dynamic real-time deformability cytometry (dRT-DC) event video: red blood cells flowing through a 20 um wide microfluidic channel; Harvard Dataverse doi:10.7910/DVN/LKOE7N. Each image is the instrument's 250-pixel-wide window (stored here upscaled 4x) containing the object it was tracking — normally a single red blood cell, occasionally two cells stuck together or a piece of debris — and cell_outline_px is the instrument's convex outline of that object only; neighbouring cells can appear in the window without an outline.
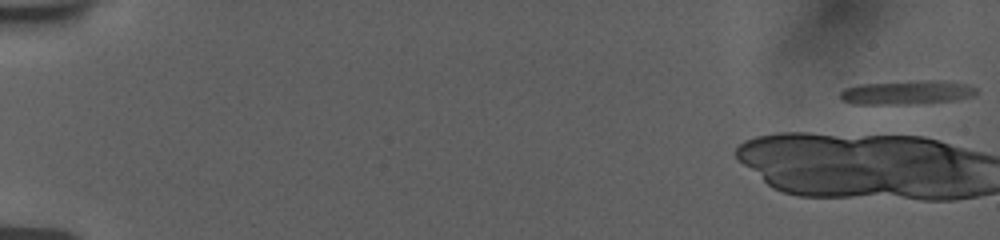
{"species": "human", "species_latin": "Homo sapiens", "temperature_condition": "room temperature", "stored_images_in_passage": 18, "camera_frame_rate_fps": 3000, "um_per_image_px": 0.085, "donor": {"sex": "female"}, "frame": {"image": 1, "passage_image": 1, "time_ms": 0.0, "image_size_px": [1000, 240], "cell_outline_px": [[976, 92], [972, 96], [956, 100], [928, 104], [856, 104], [844, 100], [840, 96], [840, 92], [844, 88], [860, 84], [920, 80], [940, 80], [964, 84], [976, 88]], "centroid_in_image_um": [77.1, 7.86], "position_along_channel_um": 7.9, "area_um2": 19.13}}